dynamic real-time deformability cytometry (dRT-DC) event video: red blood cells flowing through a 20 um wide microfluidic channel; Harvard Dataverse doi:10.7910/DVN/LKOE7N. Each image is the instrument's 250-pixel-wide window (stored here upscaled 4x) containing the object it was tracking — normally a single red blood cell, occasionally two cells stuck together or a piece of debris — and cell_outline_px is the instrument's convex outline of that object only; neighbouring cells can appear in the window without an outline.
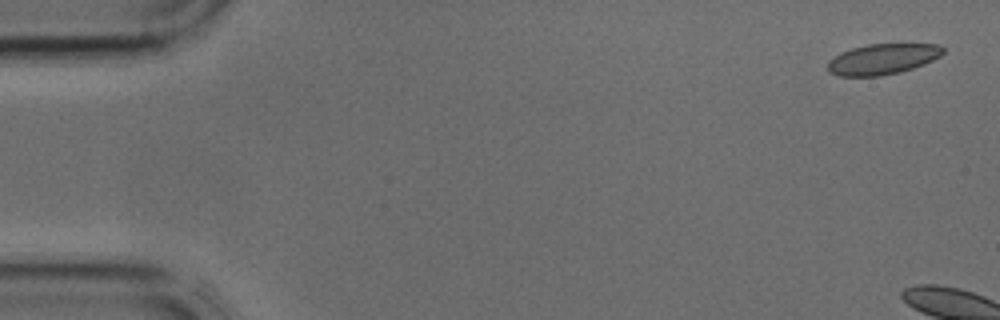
{"species": "common noctule bat (a hibernating species)", "species_latin": "Nyctalus noctula", "temperature_condition": "cold", "stored_images_in_passage": 5, "camera_frame_rate_fps": 3000, "um_per_image_px": 0.085, "animal": {"sex": "male", "body_mass_g": 17.9, "forearm_length_mm": 54.2}, "frame": {"image": 1, "passage_image": 1, "time_ms": 0.0, "image_size_px": [1000, 320], "cell_outline_px": [[944, 52], [940, 56], [924, 64], [900, 72], [880, 76], [840, 76], [828, 72], [828, 60], [840, 52], [852, 48], [868, 44], [940, 44], [944, 48]], "centroid_in_image_um": [75.0, 5.02], "position_along_channel_um": 10.0, "area_um2": 20.63}}
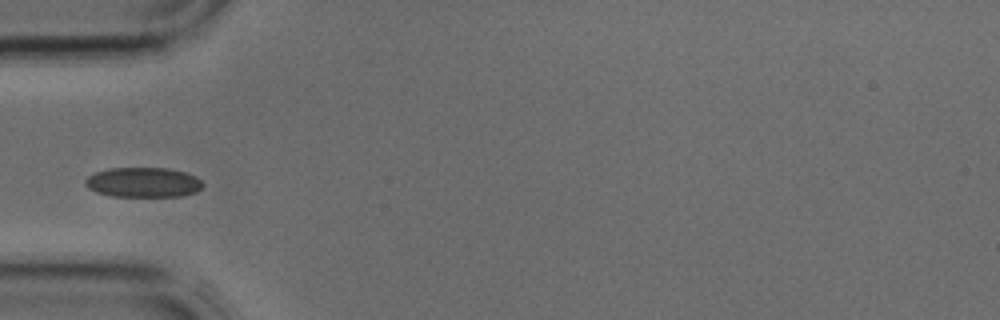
{"frame": {"image": 2, "passage_image": 5, "time_ms": 1.333, "image_size_px": [1000, 320], "cell_outline_px": [[204, 184], [196, 192], [184, 196], [112, 196], [96, 192], [88, 188], [84, 184], [84, 180], [88, 176], [96, 172], [108, 168], [168, 168], [184, 172], [196, 176]], "centroid_in_image_um": [12.16, 15.5], "position_along_channel_um": 72.8, "area_um2": 20.52}}